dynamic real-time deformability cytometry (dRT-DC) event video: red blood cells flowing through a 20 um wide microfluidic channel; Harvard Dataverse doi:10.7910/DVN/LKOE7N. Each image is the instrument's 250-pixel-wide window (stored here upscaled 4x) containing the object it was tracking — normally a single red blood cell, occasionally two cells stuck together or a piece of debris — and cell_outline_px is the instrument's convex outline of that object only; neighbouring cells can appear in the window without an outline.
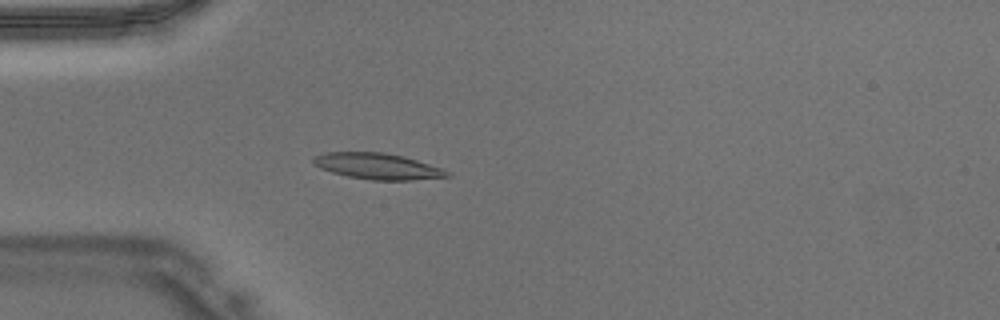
{"species": "Egyptian fruit bat (a non-hibernating species)", "species_latin": "Rousettus aegyptiacus", "temperature_condition": "warm", "stored_images_in_passage": 47, "camera_frame_rate_fps": 3000, "um_per_image_px": 0.085, "animal": {"sex": "male"}, "frame": {"image": 1, "passage_image": 14, "time_ms": 4.333, "image_size_px": [1000, 320], "cell_outline_px": [[452, 176], [412, 180], [372, 180], [348, 176], [332, 172], [320, 168], [312, 164], [312, 156], [324, 152], [384, 152], [404, 156], [452, 172]], "centroid_in_image_um": [32.06, 14.12], "position_along_channel_um": 52.9, "area_um2": 20.4}}
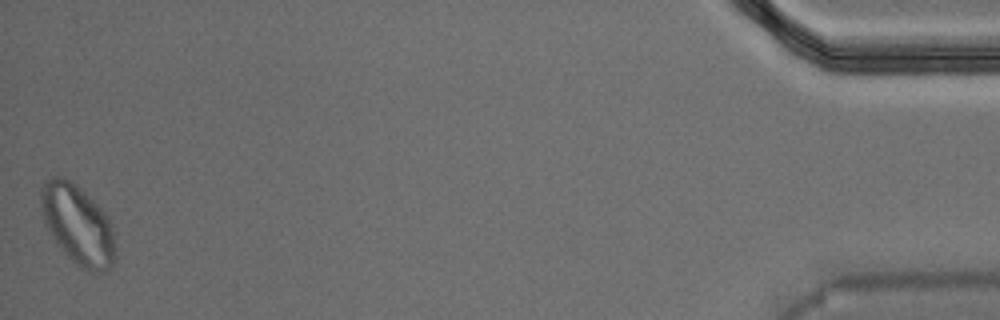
{"frame": {"image": 2, "passage_image": 47, "time_ms": 15.333, "image_size_px": [1000, 320], "cell_outline_px": [[116, 260], [112, 268], [96, 276], [80, 268], [56, 244], [44, 220], [40, 200], [40, 188], [44, 180], [52, 176], [64, 176], [76, 184], [108, 216], [112, 224], [116, 236]], "centroid_in_image_um": [6.66, 19.15], "position_along_channel_um": 428.5, "area_um2": 35.37}}